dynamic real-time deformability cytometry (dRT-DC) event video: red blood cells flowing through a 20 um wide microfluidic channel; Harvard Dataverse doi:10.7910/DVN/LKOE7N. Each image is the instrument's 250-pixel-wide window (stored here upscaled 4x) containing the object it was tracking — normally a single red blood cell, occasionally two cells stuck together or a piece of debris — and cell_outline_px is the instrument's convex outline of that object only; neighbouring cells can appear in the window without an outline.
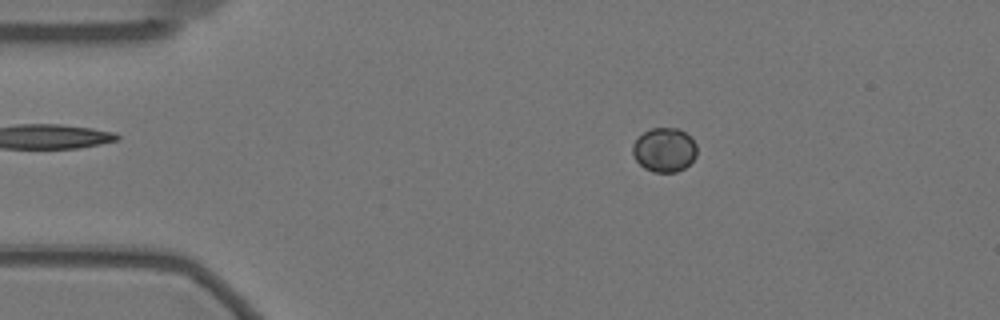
{"species": "Egyptian fruit bat (a non-hibernating species)", "species_latin": "Rousettus aegyptiacus", "temperature_condition": "warm", "stored_images_in_passage": 56, "camera_frame_rate_fps": 3000, "um_per_image_px": 0.085, "animal": {"sex": "female"}, "frame": {"image": 1, "passage_image": 8, "time_ms": 2.333, "image_size_px": [1000, 320], "cell_outline_px": [[696, 156], [684, 168], [676, 172], [652, 172], [644, 168], [636, 160], [632, 152], [632, 144], [644, 132], [652, 128], [680, 128], [696, 144]], "centroid_in_image_um": [56.45, 12.74], "position_along_channel_um": 28.5, "area_um2": 16.42}}
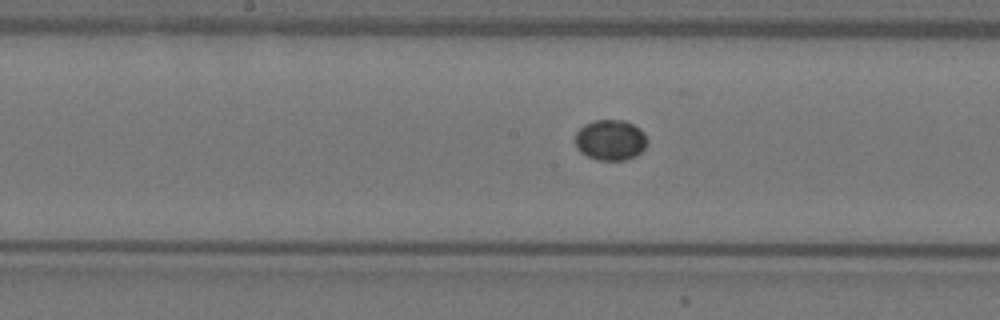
{"frame": {"image": 2, "passage_image": 27, "time_ms": 8.667, "image_size_px": [1000, 320], "cell_outline_px": [[648, 144], [636, 156], [624, 160], [596, 160], [580, 152], [576, 148], [576, 132], [584, 124], [596, 120], [624, 120], [640, 128], [644, 132], [648, 140]], "centroid_in_image_um": [51.9, 11.9], "position_along_channel_um": 196.3, "area_um2": 17.17}}
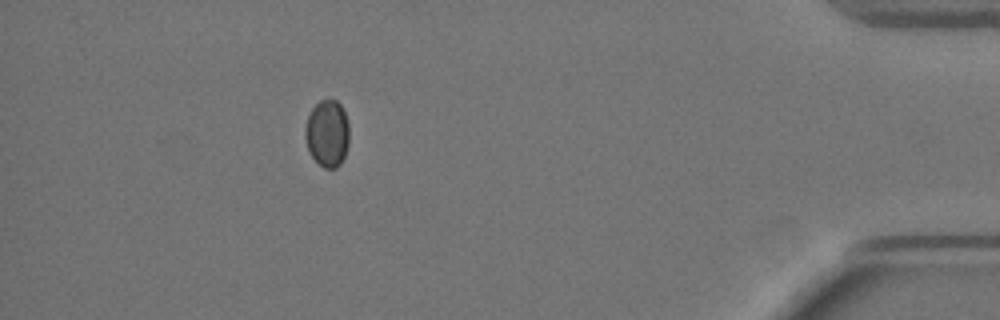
{"frame": {"image": 3, "passage_image": 50, "time_ms": 16.333, "image_size_px": [1000, 320], "cell_outline_px": [[348, 144], [344, 156], [340, 164], [336, 168], [324, 168], [308, 152], [304, 136], [304, 128], [308, 116], [312, 108], [320, 100], [336, 100], [340, 104], [344, 112], [348, 124]], "centroid_in_image_um": [27.79, 11.34], "position_along_channel_um": 407.4, "area_um2": 17.17}}